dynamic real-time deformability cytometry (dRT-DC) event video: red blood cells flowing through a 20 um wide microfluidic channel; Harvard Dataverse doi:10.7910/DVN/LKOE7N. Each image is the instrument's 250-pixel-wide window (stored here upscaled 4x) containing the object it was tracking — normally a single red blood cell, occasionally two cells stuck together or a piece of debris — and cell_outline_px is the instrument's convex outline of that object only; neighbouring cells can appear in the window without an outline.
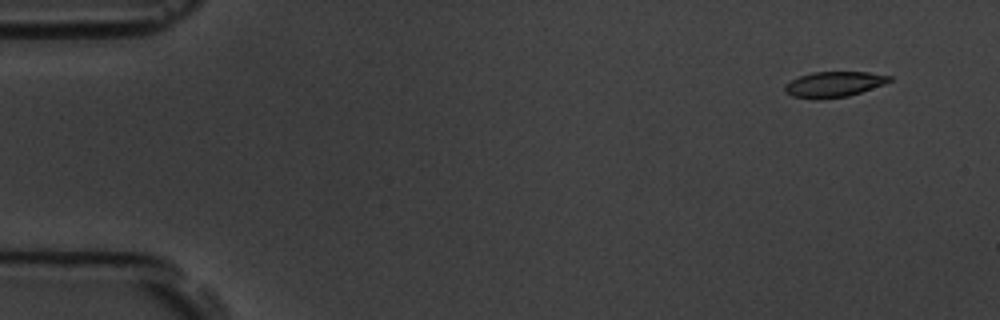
{"species": "common noctule bat (a hibernating species)", "species_latin": "Nyctalus noctula", "temperature_condition": "room temperature", "stored_images_in_passage": 6, "camera_frame_rate_fps": 3000, "um_per_image_px": 0.085, "animal": {"sex": "male", "body_mass_g": 19.5, "forearm_length_mm": 54.6}, "frame": {"image": 1, "passage_image": 1, "time_ms": 0.0, "image_size_px": [1000, 320], "cell_outline_px": [[892, 80], [884, 84], [848, 96], [792, 96], [784, 92], [784, 88], [792, 80], [800, 76], [812, 72], [868, 72], [892, 76]], "centroid_in_image_um": [70.95, 7.11], "position_along_channel_um": 14.0, "area_um2": 14.68}}
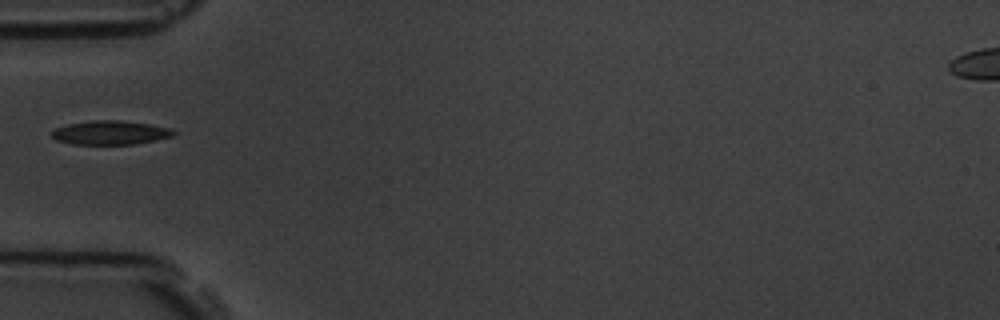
{"frame": {"image": 2, "passage_image": 5, "time_ms": 4.667, "image_size_px": [1000, 320], "cell_outline_px": [[176, 132], [172, 136], [156, 140], [136, 144], [72, 144], [56, 140], [52, 136], [52, 132], [56, 128], [68, 124], [92, 120], [120, 120], [148, 124], [172, 128]], "centroid_in_image_um": [9.39, 11.27], "position_along_channel_um": 75.6, "area_um2": 16.94}}
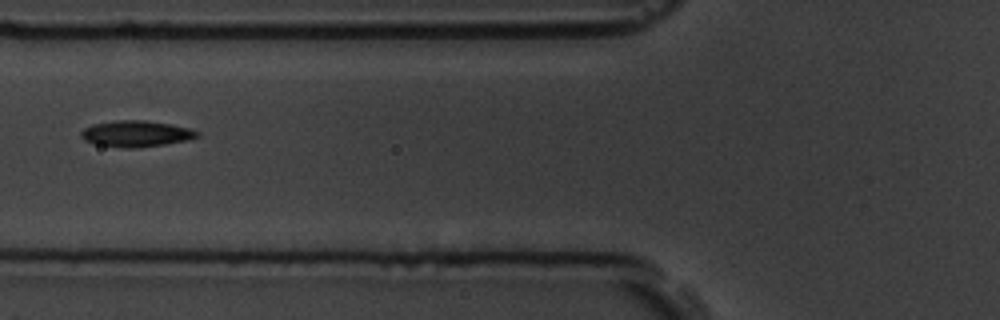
{"frame": {"image": 3, "passage_image": 6, "time_ms": 5.667, "image_size_px": [1000, 320], "cell_outline_px": [[200, 136], [184, 140], [164, 144], [136, 148], [124, 148], [96, 144], [84, 140], [80, 136], [80, 132], [84, 128], [92, 124], [116, 120], [144, 120], [172, 124], [188, 128], [200, 132]], "centroid_in_image_um": [11.54, 11.36], "position_along_channel_um": 114.3, "area_um2": 17.69}}